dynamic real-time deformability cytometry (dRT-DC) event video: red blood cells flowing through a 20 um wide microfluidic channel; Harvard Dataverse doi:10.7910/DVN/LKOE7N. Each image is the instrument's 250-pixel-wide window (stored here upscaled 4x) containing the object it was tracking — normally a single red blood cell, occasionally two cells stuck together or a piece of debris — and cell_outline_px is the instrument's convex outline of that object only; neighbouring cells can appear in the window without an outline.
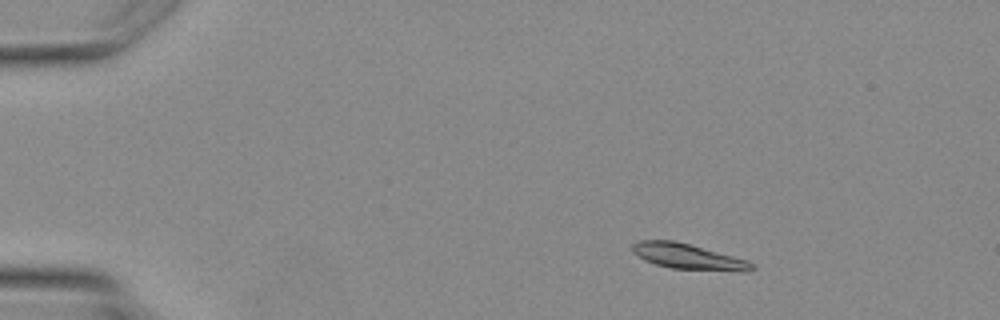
{"species": "Egyptian fruit bat (a non-hibernating species)", "species_latin": "Rousettus aegyptiacus", "temperature_condition": "warm", "stored_images_in_passage": 3, "camera_frame_rate_fps": 3000, "um_per_image_px": 0.085, "animal": {"sex": "female"}, "frame": {"image": 1, "passage_image": 1, "time_ms": 0.0, "image_size_px": [1000, 320], "cell_outline_px": [[756, 268], [748, 272], [740, 272], [672, 268], [656, 264], [644, 260], [632, 252], [632, 244], [640, 240], [672, 240], [688, 244], [748, 260], [756, 264]], "centroid_in_image_um": [58.55, 21.82], "position_along_channel_um": 26.5, "area_um2": 17.8}}